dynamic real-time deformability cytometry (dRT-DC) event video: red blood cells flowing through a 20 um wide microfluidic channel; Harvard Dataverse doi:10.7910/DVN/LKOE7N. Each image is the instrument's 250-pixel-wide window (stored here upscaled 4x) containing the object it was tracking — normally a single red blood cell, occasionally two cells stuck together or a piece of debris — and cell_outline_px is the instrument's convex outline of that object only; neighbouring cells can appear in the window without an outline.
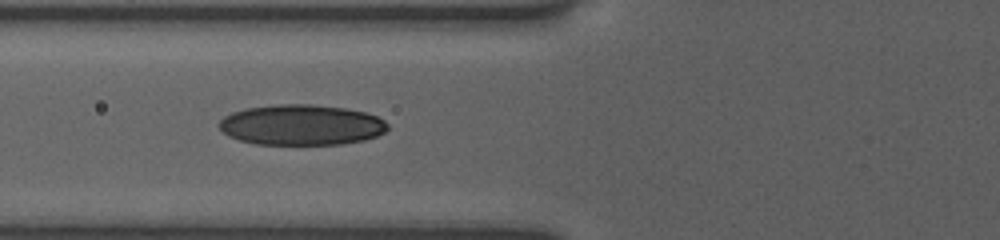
{"species": "human", "species_latin": "Homo sapiens", "temperature_condition": "room temperature", "stored_images_in_passage": 13, "camera_frame_rate_fps": 3000, "um_per_image_px": 0.085, "donor": {"sex": "female"}, "frame": {"image": 1, "passage_image": 4, "time_ms": 1.0, "image_size_px": [1000, 240], "cell_outline_px": [[388, 128], [384, 132], [376, 136], [364, 140], [344, 144], [256, 144], [240, 140], [228, 136], [216, 124], [224, 116], [232, 112], [248, 108], [276, 104], [312, 104], [344, 108], [364, 112], [376, 116], [384, 120], [388, 124]], "centroid_in_image_um": [25.61, 10.61], "position_along_channel_um": 100.2, "area_um2": 39.82}}
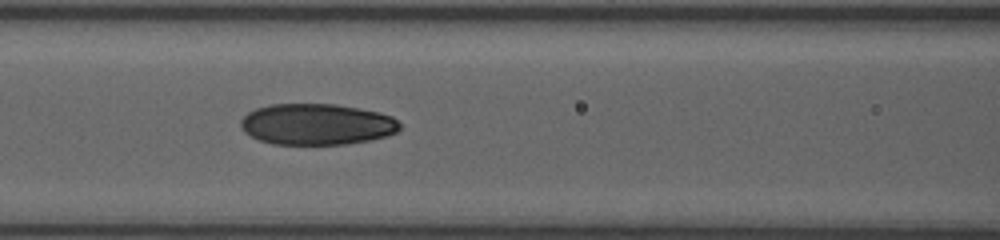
{"frame": {"image": 2, "passage_image": 8, "time_ms": 2.0, "image_size_px": [1000, 240], "cell_outline_px": [[400, 128], [396, 132], [388, 136], [368, 140], [344, 144], [272, 144], [260, 140], [244, 132], [240, 128], [240, 120], [248, 112], [256, 108], [272, 104], [336, 104], [360, 108], [380, 112], [392, 116], [400, 124]], "centroid_in_image_um": [26.92, 10.56], "position_along_channel_um": 139.7, "area_um2": 38.26}}
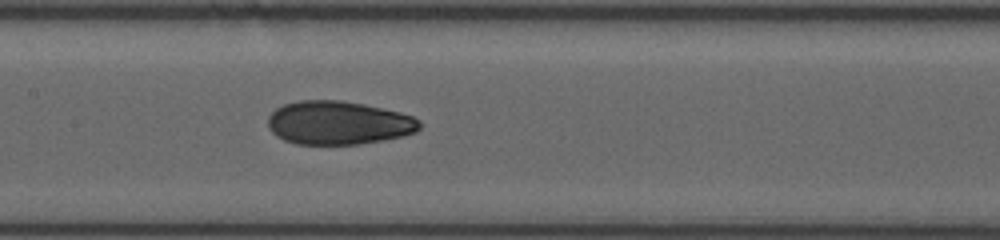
{"frame": {"image": 3, "passage_image": 11, "time_ms": 3.0, "image_size_px": [1000, 240], "cell_outline_px": [[420, 128], [416, 132], [384, 140], [360, 144], [296, 144], [284, 140], [276, 136], [268, 128], [268, 116], [276, 108], [284, 104], [300, 100], [340, 100], [364, 104], [400, 112], [412, 116], [420, 120]], "centroid_in_image_um": [28.75, 10.44], "position_along_channel_um": 178.6, "area_um2": 38.55}}